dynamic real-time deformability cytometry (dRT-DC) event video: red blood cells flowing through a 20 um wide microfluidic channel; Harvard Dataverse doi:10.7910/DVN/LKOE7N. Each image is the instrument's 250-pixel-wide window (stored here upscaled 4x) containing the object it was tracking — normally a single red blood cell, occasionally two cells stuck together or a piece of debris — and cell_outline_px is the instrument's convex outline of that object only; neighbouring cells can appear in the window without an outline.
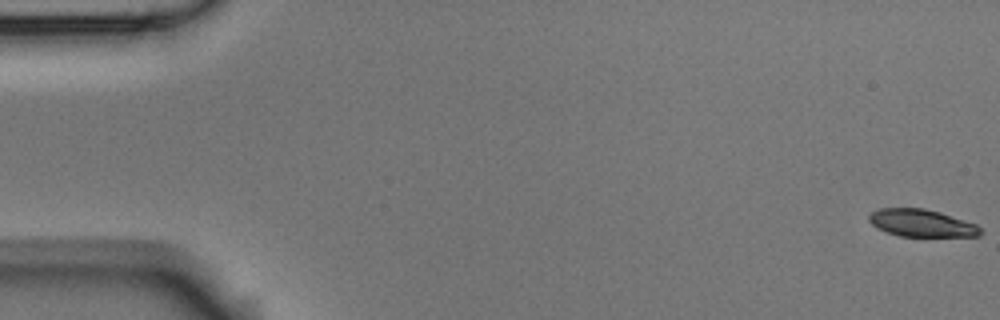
{"species": "Egyptian fruit bat (a non-hibernating species)", "species_latin": "Rousettus aegyptiacus", "temperature_condition": "room temperature", "stored_images_in_passage": 5, "camera_frame_rate_fps": 3000, "um_per_image_px": 0.085, "animal": {"sex": "male"}, "frame": {"image": 1, "passage_image": 1, "time_ms": 0.0, "image_size_px": [1000, 320], "cell_outline_px": [[984, 232], [980, 236], [900, 236], [888, 232], [872, 224], [868, 220], [868, 216], [872, 212], [880, 208], [924, 208], [940, 212], [976, 224]], "centroid_in_image_um": [78.36, 18.96], "position_along_channel_um": 6.6, "area_um2": 17.63}}
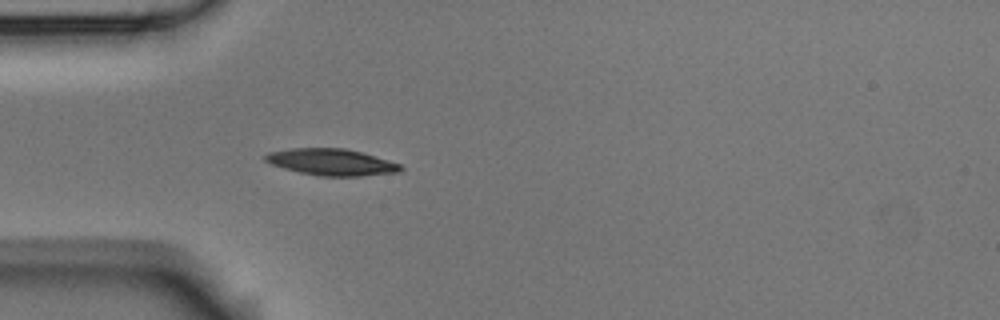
{"frame": {"image": 2, "passage_image": 5, "time_ms": 5.333, "image_size_px": [1000, 320], "cell_outline_px": [[404, 168], [400, 172], [360, 176], [320, 176], [300, 172], [284, 168], [272, 164], [264, 160], [264, 156], [268, 152], [292, 148], [344, 148], [360, 152], [400, 164]], "centroid_in_image_um": [28.17, 13.78], "position_along_channel_um": 56.8, "area_um2": 20.75}}